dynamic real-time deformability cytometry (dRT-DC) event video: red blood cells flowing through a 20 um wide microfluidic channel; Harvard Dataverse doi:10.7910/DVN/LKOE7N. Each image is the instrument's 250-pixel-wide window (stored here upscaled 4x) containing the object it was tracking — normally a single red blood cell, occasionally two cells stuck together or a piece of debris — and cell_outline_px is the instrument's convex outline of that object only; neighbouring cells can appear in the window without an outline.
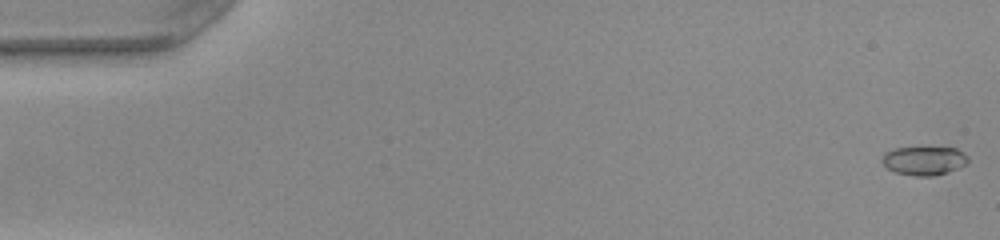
{"species": "common noctule bat (a hibernating species)", "species_latin": "Nyctalus noctula", "temperature_condition": "warm", "stored_images_in_passage": 51, "camera_frame_rate_fps": 3000, "um_per_image_px": 0.085, "animal": {"sex": "female", "body_mass_g": 22.0, "forearm_length_mm": 56.7}, "frame": {"image": 1, "passage_image": 1, "time_ms": 0.0, "image_size_px": [1000, 240], "cell_outline_px": [[968, 160], [964, 164], [948, 172], [932, 176], [916, 176], [896, 172], [888, 168], [880, 160], [884, 152], [892, 148], [956, 148], [964, 152], [968, 156]], "centroid_in_image_um": [78.51, 13.65], "position_along_channel_um": 6.5, "area_um2": 14.28}}
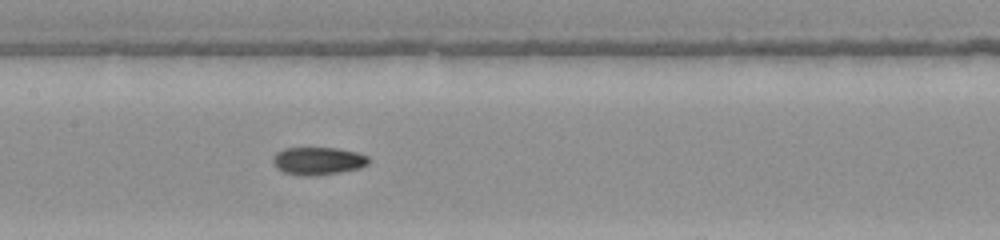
{"frame": {"image": 2, "passage_image": 25, "time_ms": 8.0, "image_size_px": [1000, 240], "cell_outline_px": [[368, 164], [360, 168], [340, 172], [312, 176], [304, 176], [284, 172], [276, 168], [272, 164], [272, 156], [276, 152], [284, 148], [336, 148], [356, 152], [368, 156]], "centroid_in_image_um": [26.99, 13.68], "position_along_channel_um": 180.4, "area_um2": 15.55}}
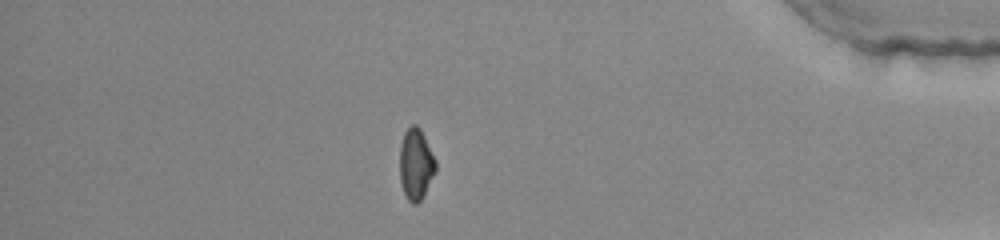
{"frame": {"image": 3, "passage_image": 44, "time_ms": 14.333, "image_size_px": [1000, 240], "cell_outline_px": [[436, 172], [424, 196], [416, 204], [412, 204], [408, 200], [404, 192], [400, 180], [400, 144], [404, 132], [412, 124], [416, 124], [420, 128], [436, 160]], "centroid_in_image_um": [35.36, 13.96], "position_along_channel_um": 399.8, "area_um2": 15.03}, "authors_computed_cell_mechanics": {"area_um2": 15.028, "velocity_mm_per_s": 4.0847, "shape_relaxation_time_tau1_ms": null, "shape_relaxation_time_tau2_ms": 2.2505, "deformation_change_tau1": null, "deformation_change_tau2": 0.0687}}